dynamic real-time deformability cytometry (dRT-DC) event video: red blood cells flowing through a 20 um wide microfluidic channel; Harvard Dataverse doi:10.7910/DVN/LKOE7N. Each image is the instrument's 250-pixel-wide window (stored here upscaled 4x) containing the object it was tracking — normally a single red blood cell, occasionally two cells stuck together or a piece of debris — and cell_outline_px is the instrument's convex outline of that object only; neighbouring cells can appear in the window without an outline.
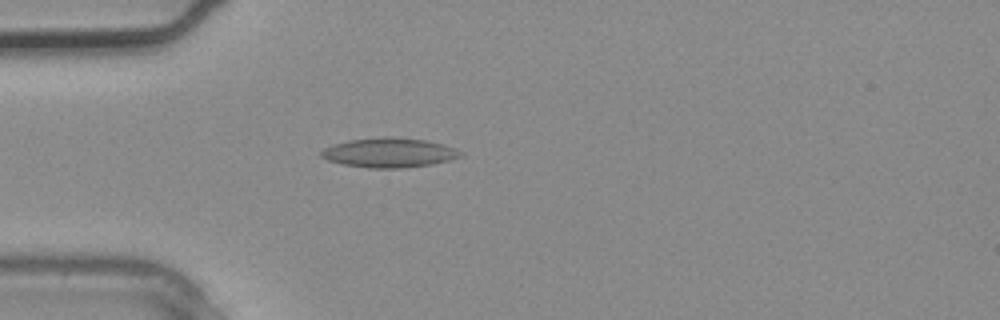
{"species": "common noctule bat (a hibernating species)", "species_latin": "Nyctalus noctula", "temperature_condition": "warm", "stored_images_in_passage": 3, "camera_frame_rate_fps": 3000, "um_per_image_px": 0.085, "animal": {"sex": "male", "body_mass_g": 20.4}, "frame": {"image": 1, "passage_image": 3, "time_ms": 0.667, "image_size_px": [1000, 320], "cell_outline_px": [[464, 156], [432, 164], [400, 168], [368, 168], [344, 164], [328, 160], [320, 156], [320, 152], [324, 148], [332, 144], [348, 140], [384, 136], [392, 136], [424, 140], [444, 144], [456, 148], [464, 152]], "centroid_in_image_um": [33.1, 12.96], "position_along_channel_um": 51.9, "area_um2": 24.16}}